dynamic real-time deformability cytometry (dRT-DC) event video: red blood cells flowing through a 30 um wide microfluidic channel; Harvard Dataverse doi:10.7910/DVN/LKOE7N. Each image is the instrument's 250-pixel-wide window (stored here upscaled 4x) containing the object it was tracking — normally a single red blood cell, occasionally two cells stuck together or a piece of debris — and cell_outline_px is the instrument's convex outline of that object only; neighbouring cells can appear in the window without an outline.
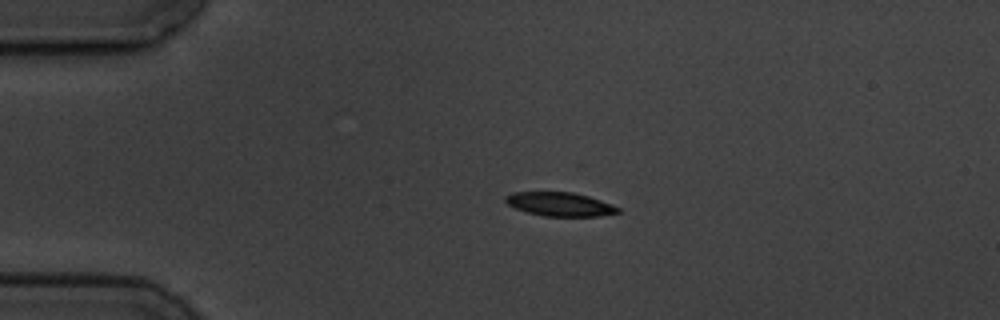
{"species": "common noctule bat (a hibernating species)", "species_latin": "Nyctalus noctula", "temperature_condition": "cold", "stored_images_in_passage": 4, "camera_frame_rate_fps": 3000, "um_per_image_px": 0.085, "animal": {"sex": "male", "body_mass_g": 19.5, "forearm_length_mm": 54.6}, "frame": {"image": 1, "passage_image": 3, "time_ms": 2.333, "image_size_px": [1000, 320], "cell_outline_px": [[620, 212], [600, 216], [544, 216], [528, 212], [516, 208], [508, 204], [504, 200], [504, 196], [512, 192], [572, 192], [588, 196], [612, 204], [620, 208]], "centroid_in_image_um": [47.59, 17.35], "position_along_channel_um": 37.4, "area_um2": 15.55}}